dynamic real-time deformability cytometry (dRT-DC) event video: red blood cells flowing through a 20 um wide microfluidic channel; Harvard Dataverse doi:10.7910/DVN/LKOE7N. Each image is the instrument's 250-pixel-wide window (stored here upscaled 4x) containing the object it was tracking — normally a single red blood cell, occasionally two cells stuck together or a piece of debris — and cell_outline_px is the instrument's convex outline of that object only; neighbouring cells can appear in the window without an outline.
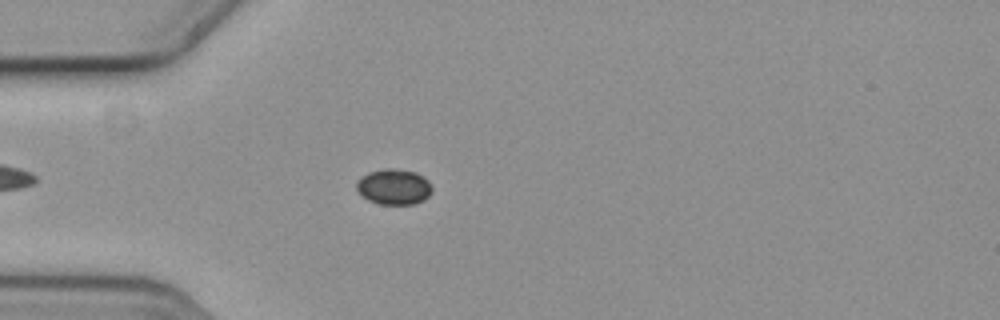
{"species": "common noctule bat (a hibernating species)", "species_latin": "Nyctalus noctula", "temperature_condition": "cold", "stored_images_in_passage": 43, "camera_frame_rate_fps": 3000, "um_per_image_px": 0.085, "animal": {"sex": "female", "body_mass_g": 19.3, "forearm_length_mm": 54.1}, "frame": {"image": 1, "passage_image": 2, "time_ms": 0.333, "image_size_px": [1000, 320], "cell_outline_px": [[432, 192], [424, 200], [416, 204], [380, 204], [368, 200], [356, 188], [356, 180], [368, 172], [384, 168], [392, 168], [416, 172], [428, 180], [432, 188]], "centroid_in_image_um": [33.49, 15.87], "position_along_channel_um": 51.5, "area_um2": 15.72}}
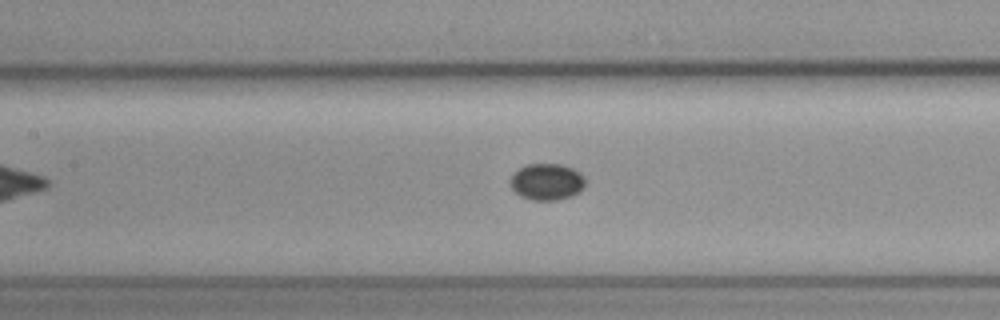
{"frame": {"image": 2, "passage_image": 12, "time_ms": 3.667, "image_size_px": [1000, 320], "cell_outline_px": [[584, 188], [580, 192], [572, 196], [556, 200], [532, 200], [520, 196], [508, 184], [508, 180], [520, 168], [528, 164], [560, 164], [572, 168], [580, 172], [584, 176]], "centroid_in_image_um": [46.48, 15.46], "position_along_channel_um": 160.9, "area_um2": 16.07}}
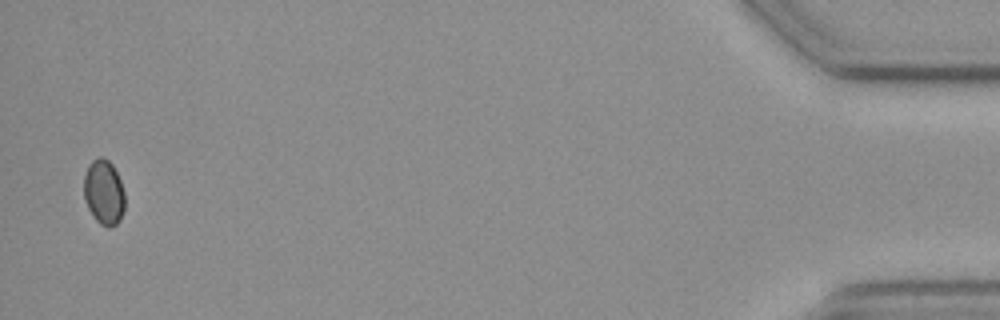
{"frame": {"image": 3, "passage_image": 42, "time_ms": 13.667, "image_size_px": [1000, 320], "cell_outline_px": [[124, 208], [120, 220], [112, 228], [108, 228], [100, 224], [96, 220], [88, 208], [84, 200], [84, 176], [88, 164], [92, 160], [100, 156], [108, 160], [112, 164], [120, 180], [124, 192]], "centroid_in_image_um": [8.82, 16.35], "position_along_channel_um": 426.4, "area_um2": 15.61}, "authors_computed_cell_mechanics": {"area_um2": 15.7216, "velocity_mm_per_s": 3.6029, "shape_relaxation_time_tau1_ms": 0.7327, "shape_relaxation_time_tau2_ms": null, "deformation_change_tau1": 0.029, "deformation_change_tau2": null}}